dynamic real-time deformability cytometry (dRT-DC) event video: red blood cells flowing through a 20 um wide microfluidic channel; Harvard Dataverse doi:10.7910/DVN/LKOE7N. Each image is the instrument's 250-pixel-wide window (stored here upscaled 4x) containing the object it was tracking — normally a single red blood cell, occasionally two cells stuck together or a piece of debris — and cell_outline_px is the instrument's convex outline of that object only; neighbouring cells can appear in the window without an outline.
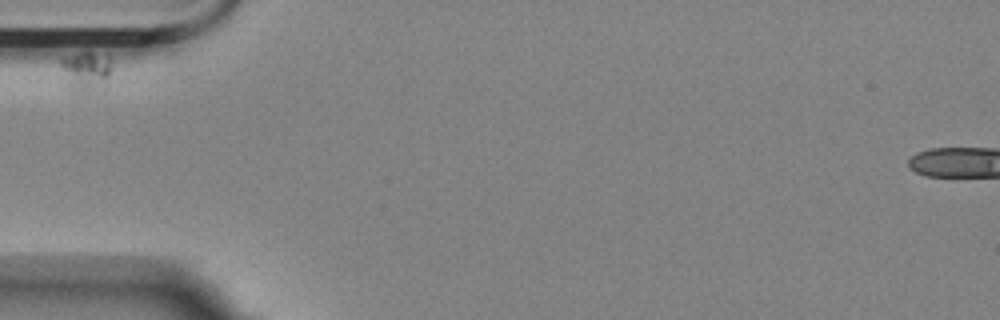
{"species": "Egyptian fruit bat (a non-hibernating species)", "species_latin": "Rousettus aegyptiacus", "temperature_condition": "room temperature", "stored_images_in_passage": 10, "segment_of_instrument_passage": [1, 2], "camera_frame_rate_fps": 3000, "um_per_image_px": 0.085, "animal": {"sex": "female"}, "frame": {"image": 1, "passage_image": 1, "time_ms": 0.0, "image_size_px": [1000, 320], "cell_outline_px": [[112, 60], [108, 76], [96, 92], [72, 92], [68, 88], [60, 64], [60, 60], [64, 56], [80, 52], [92, 52], [108, 56]], "centroid_in_image_um": [7.26, 6.04], "position_along_channel_um": 77.7, "area_um2": 11.85}}
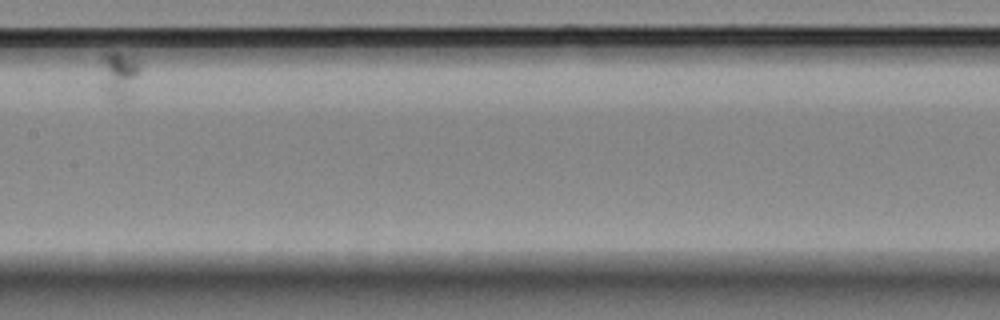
{"frame": {"image": 2, "passage_image": 6, "time_ms": 1.667, "image_size_px": [1000, 320], "cell_outline_px": [[140, 72], [128, 100], [112, 100], [108, 96], [100, 64], [100, 56], [112, 48], [128, 56], [140, 68]], "centroid_in_image_um": [10.1, 6.32], "position_along_channel_um": 197.3, "area_um2": 10.58}}
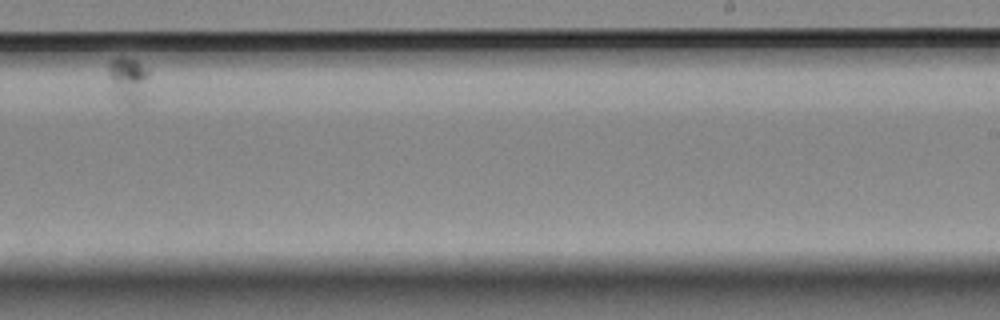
{"frame": {"image": 3, "passage_image": 9, "time_ms": 2.667, "image_size_px": [1000, 320], "cell_outline_px": [[148, 76], [144, 100], [140, 104], [132, 108], [120, 100], [116, 96], [108, 76], [108, 64], [112, 60], [120, 56], [124, 56], [136, 60], [148, 68]], "centroid_in_image_um": [10.92, 6.81], "position_along_channel_um": 278.1, "area_um2": 11.1}}